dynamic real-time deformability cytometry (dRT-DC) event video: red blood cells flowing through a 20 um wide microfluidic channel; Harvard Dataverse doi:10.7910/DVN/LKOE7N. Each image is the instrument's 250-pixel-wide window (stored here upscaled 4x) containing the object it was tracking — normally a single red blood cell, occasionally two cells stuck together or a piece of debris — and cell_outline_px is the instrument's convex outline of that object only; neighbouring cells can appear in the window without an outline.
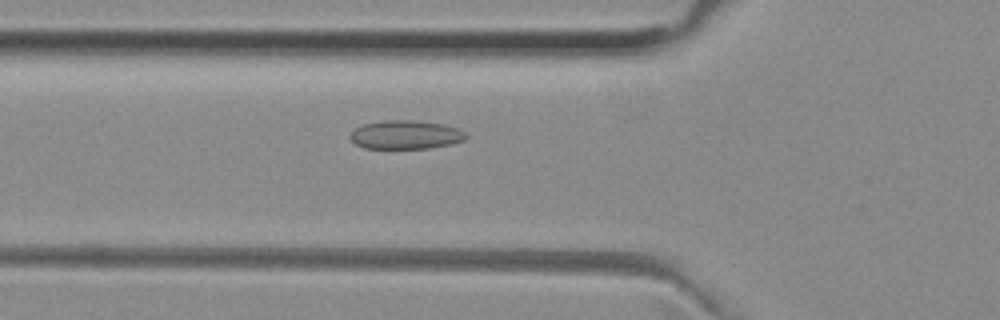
{"species": "common noctule bat (a hibernating species)", "species_latin": "Nyctalus noctula", "temperature_condition": "room temperature", "stored_images_in_passage": 52, "camera_frame_rate_fps": 3000, "um_per_image_px": 0.085, "animal": {"sex": "female", "body_mass_g": 29.2, "forearm_length_mm": 56.3}, "frame": {"image": 1, "passage_image": 18, "time_ms": 5.667, "image_size_px": [1000, 320], "cell_outline_px": [[468, 136], [464, 140], [452, 144], [428, 148], [364, 148], [356, 144], [348, 136], [356, 128], [364, 124], [384, 120], [412, 120], [444, 124], [456, 128], [464, 132]], "centroid_in_image_um": [34.48, 11.45], "position_along_channel_um": 91.3, "area_um2": 19.25}}
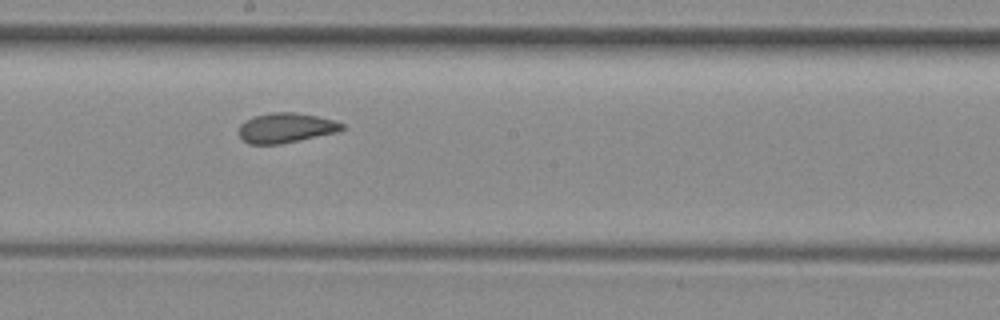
{"frame": {"image": 2, "passage_image": 28, "time_ms": 9.0, "image_size_px": [1000, 320], "cell_outline_px": [[344, 128], [336, 132], [280, 144], [248, 144], [236, 132], [240, 124], [244, 120], [252, 116], [272, 112], [292, 112], [316, 116], [336, 120], [344, 124]], "centroid_in_image_um": [24.24, 10.86], "position_along_channel_um": 224.0, "area_um2": 18.03}}
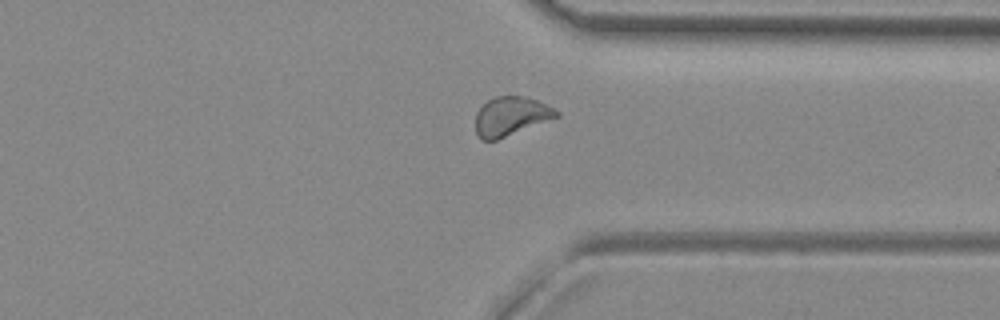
{"frame": {"image": 3, "passage_image": 39, "time_ms": 12.667, "image_size_px": [1000, 320], "cell_outline_px": [[560, 116], [496, 140], [480, 140], [476, 132], [476, 112], [488, 100], [496, 96], [524, 96], [536, 100], [560, 112]], "centroid_in_image_um": [43.41, 9.88], "position_along_channel_um": 368.0, "area_um2": 18.15}, "authors_computed_cell_mechanics": {"area_um2": 18.7561, "velocity_mm_per_s": 3.9599, "shape_relaxation_time_tau1_ms": null, "shape_relaxation_time_tau2_ms": 1.5375, "deformation_change_tau1": null, "deformation_change_tau2": 0.0773}}